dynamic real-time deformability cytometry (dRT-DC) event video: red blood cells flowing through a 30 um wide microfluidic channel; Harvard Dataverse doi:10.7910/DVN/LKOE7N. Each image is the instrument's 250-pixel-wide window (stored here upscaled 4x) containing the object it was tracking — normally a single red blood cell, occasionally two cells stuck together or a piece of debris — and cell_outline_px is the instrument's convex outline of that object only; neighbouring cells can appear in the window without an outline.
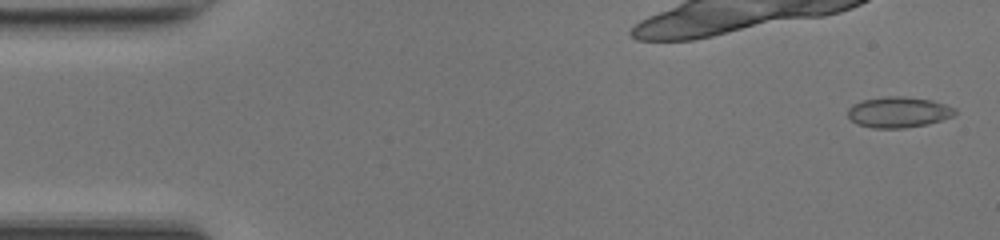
{"species": "common noctule bat (a hibernating species)", "species_latin": "Nyctalus noctula", "temperature_condition": "room temperature", "stored_images_in_passage": 49, "camera_frame_rate_fps": 3000, "um_per_image_px": 0.085, "animal": {"sex": "female", "body_mass_g": 17.0, "forearm_length_mm": 48.0}, "frame": {"image": 1, "passage_image": 2, "time_ms": 0.333, "image_size_px": [1000, 240], "cell_outline_px": [[956, 112], [952, 116], [928, 124], [904, 128], [872, 128], [856, 124], [848, 116], [848, 108], [852, 104], [860, 100], [884, 96], [904, 96], [932, 100], [956, 108]], "centroid_in_image_um": [76.33, 9.53], "position_along_channel_um": 8.7, "area_um2": 19.36}}
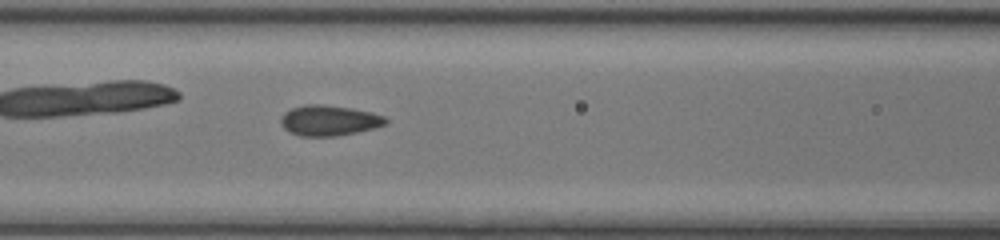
{"frame": {"image": 2, "passage_image": 21, "time_ms": 6.667, "image_size_px": [1000, 240], "cell_outline_px": [[388, 124], [356, 132], [336, 136], [300, 136], [288, 132], [280, 124], [280, 116], [284, 112], [292, 108], [308, 104], [320, 104], [348, 108], [372, 112], [384, 116], [388, 120]], "centroid_in_image_um": [27.94, 10.24], "position_along_channel_um": 138.7, "area_um2": 18.61}}
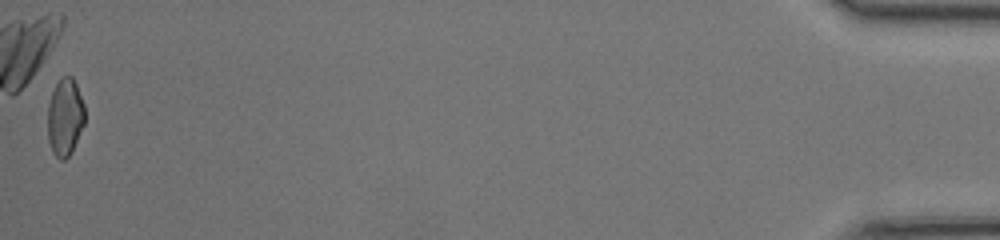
{"frame": {"image": 3, "passage_image": 49, "time_ms": 16.0, "image_size_px": [1000, 240], "cell_outline_px": [[84, 124], [72, 152], [64, 160], [60, 160], [52, 152], [48, 140], [48, 104], [52, 92], [60, 76], [72, 76], [76, 84], [84, 104]], "centroid_in_image_um": [5.52, 9.96], "position_along_channel_um": 429.7, "area_um2": 16.82}}